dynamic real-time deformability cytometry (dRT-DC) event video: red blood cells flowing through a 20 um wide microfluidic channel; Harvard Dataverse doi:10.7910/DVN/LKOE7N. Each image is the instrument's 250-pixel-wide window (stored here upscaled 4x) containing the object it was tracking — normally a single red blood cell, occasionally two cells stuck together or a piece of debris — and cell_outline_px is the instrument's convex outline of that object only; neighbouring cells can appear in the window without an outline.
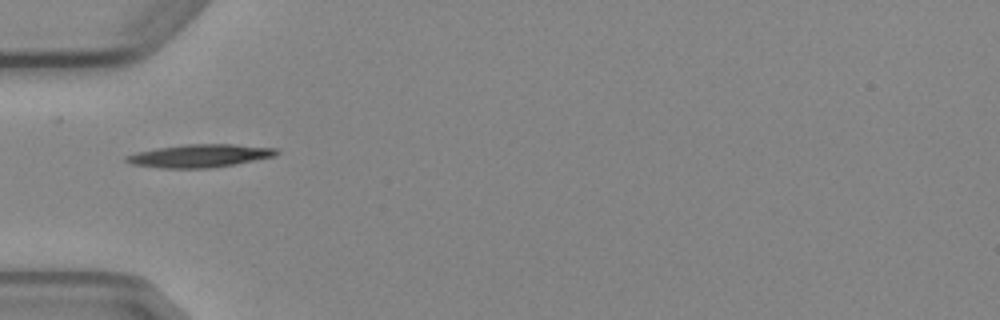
{"species": "Egyptian fruit bat (a non-hibernating species)", "species_latin": "Rousettus aegyptiacus", "temperature_condition": "cold", "stored_images_in_passage": 5, "camera_frame_rate_fps": 3000, "um_per_image_px": 0.085, "animal": {"sex": "female"}, "frame": {"image": 1, "passage_image": 2, "time_ms": 1.333, "image_size_px": [1000, 320], "cell_outline_px": [[280, 152], [276, 156], [232, 164], [208, 168], [160, 168], [132, 164], [124, 160], [124, 156], [136, 152], [156, 148], [184, 144], [232, 144], [276, 148]], "centroid_in_image_um": [16.94, 13.23], "position_along_channel_um": 68.1, "area_um2": 20.06}}
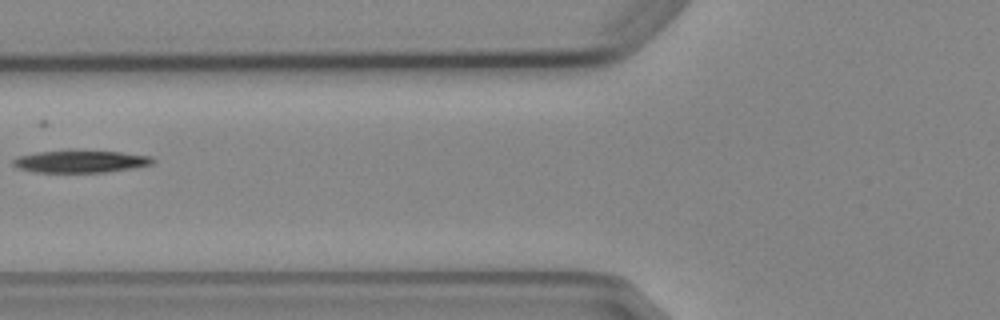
{"frame": {"image": 2, "passage_image": 3, "time_ms": 2.667, "image_size_px": [1000, 320], "cell_outline_px": [[156, 160], [152, 164], [132, 168], [104, 172], [36, 172], [16, 168], [12, 164], [12, 160], [16, 156], [36, 152], [68, 148], [72, 148], [120, 152], [152, 156]], "centroid_in_image_um": [6.79, 13.68], "position_along_channel_um": 119.0, "area_um2": 18.96}}